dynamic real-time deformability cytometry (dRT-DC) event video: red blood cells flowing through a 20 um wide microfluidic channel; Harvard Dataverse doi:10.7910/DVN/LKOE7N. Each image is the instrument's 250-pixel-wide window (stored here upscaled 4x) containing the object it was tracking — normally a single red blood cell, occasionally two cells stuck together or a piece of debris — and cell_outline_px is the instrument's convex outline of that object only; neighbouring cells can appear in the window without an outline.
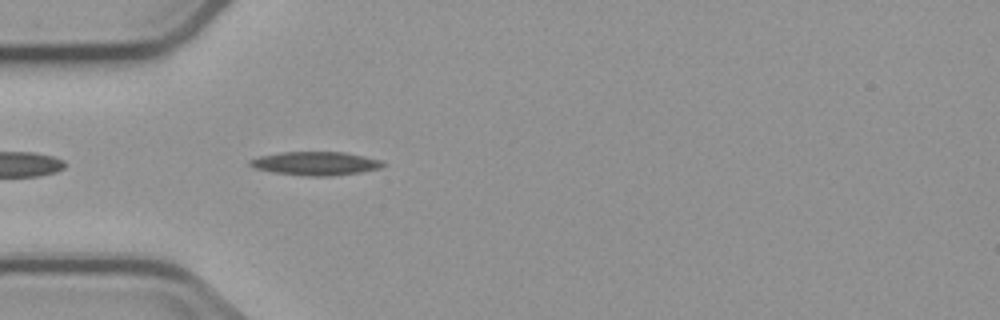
{"species": "common noctule bat (a hibernating species)", "species_latin": "Nyctalus noctula", "temperature_condition": "cold", "stored_images_in_passage": 5, "camera_frame_rate_fps": 3000, "um_per_image_px": 0.085, "animal": {"sex": "male", "body_mass_g": 23.1, "forearm_length_mm": 52.7}, "frame": {"image": 1, "passage_image": 5, "time_ms": 4.667, "image_size_px": [1000, 320], "cell_outline_px": [[388, 164], [380, 168], [360, 172], [332, 176], [308, 176], [272, 172], [252, 168], [248, 164], [248, 160], [260, 156], [280, 152], [344, 152], [384, 160]], "centroid_in_image_um": [26.83, 13.89], "position_along_channel_um": 58.2, "area_um2": 18.5}}